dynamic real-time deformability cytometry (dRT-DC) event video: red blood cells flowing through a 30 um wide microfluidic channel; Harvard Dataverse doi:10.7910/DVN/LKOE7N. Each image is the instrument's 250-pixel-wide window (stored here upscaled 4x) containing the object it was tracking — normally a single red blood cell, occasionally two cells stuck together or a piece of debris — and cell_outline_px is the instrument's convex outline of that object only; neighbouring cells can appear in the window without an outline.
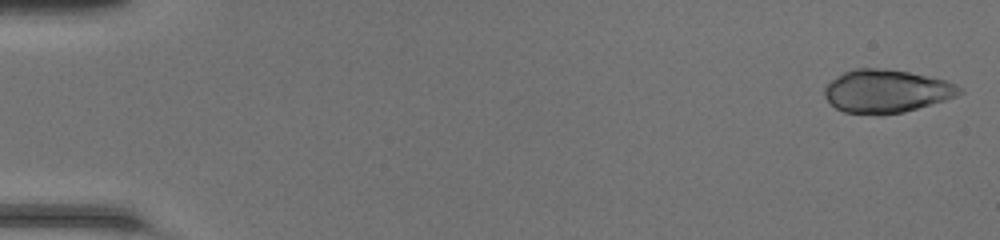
{"species": "common noctule bat (a hibernating species)", "species_latin": "Nyctalus noctula", "temperature_condition": "room temperature", "stored_images_in_passage": 48, "camera_frame_rate_fps": 3000, "um_per_image_px": 0.085, "animal": {"sex": "female", "body_mass_g": 20.0, "forearm_length_mm": 54.0}, "frame": {"image": 1, "passage_image": 1, "time_ms": 0.0, "image_size_px": [1000, 240], "cell_outline_px": [[964, 92], [956, 96], [944, 100], [904, 112], [880, 116], [876, 116], [844, 112], [836, 108], [824, 96], [824, 88], [836, 76], [852, 68], [888, 68], [948, 80], [964, 88]], "centroid_in_image_um": [75.36, 7.75], "position_along_channel_um": 9.6, "area_um2": 34.33}}
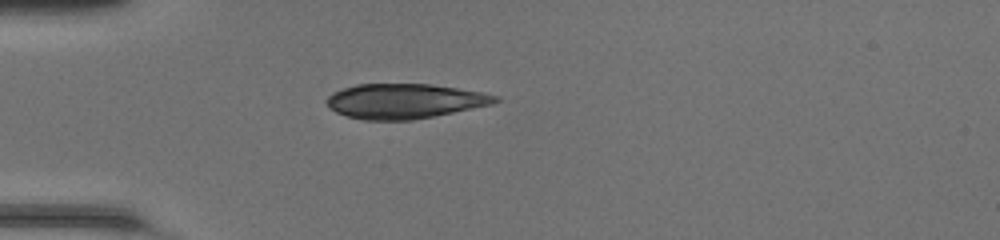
{"frame": {"image": 2, "passage_image": 14, "time_ms": 4.333, "image_size_px": [1000, 240], "cell_outline_px": [[500, 100], [492, 104], [412, 120], [364, 120], [348, 116], [336, 112], [324, 100], [332, 92], [356, 84], [432, 84], [484, 92], [500, 96]], "centroid_in_image_um": [34.4, 8.58], "position_along_channel_um": 50.6, "area_um2": 34.1}}
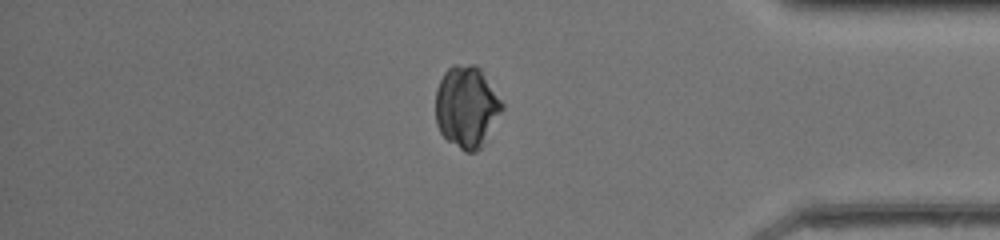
{"frame": {"image": 3, "passage_image": 41, "time_ms": 13.333, "image_size_px": [1000, 240], "cell_outline_px": [[504, 108], [480, 148], [476, 152], [464, 152], [448, 140], [440, 132], [436, 124], [436, 88], [444, 72], [452, 64], [476, 64], [480, 68], [504, 104]], "centroid_in_image_um": [39.65, 9.06], "position_along_channel_um": 395.5, "area_um2": 31.67}}